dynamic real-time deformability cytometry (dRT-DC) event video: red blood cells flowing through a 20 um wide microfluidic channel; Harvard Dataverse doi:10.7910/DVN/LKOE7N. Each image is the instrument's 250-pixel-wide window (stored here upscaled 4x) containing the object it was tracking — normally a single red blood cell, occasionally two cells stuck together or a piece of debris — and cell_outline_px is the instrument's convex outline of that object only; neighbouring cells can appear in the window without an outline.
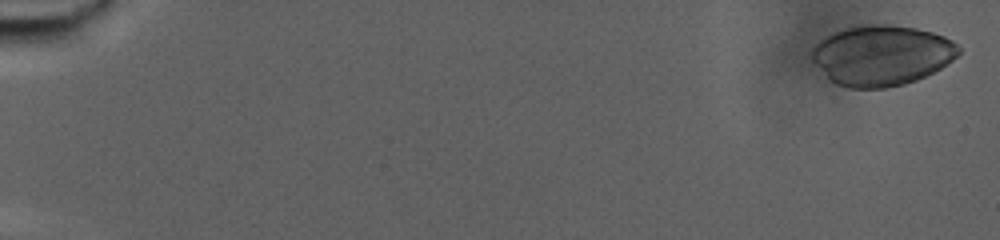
{"species": "human", "species_latin": "Homo sapiens", "temperature_condition": "warm", "stored_images_in_passage": 55, "camera_frame_rate_fps": 3000, "um_per_image_px": 0.085, "donor": {"sex": "male"}, "frame": {"image": 1, "passage_image": 1, "time_ms": 0.0, "image_size_px": [1000, 240], "cell_outline_px": [[960, 52], [952, 60], [940, 68], [916, 80], [904, 84], [884, 88], [848, 88], [836, 84], [812, 60], [812, 48], [820, 40], [836, 32], [848, 28], [872, 24], [892, 24], [916, 28], [932, 32], [944, 36], [952, 40], [960, 48]], "centroid_in_image_um": [74.97, 4.7], "position_along_channel_um": 10.0, "area_um2": 51.04}}
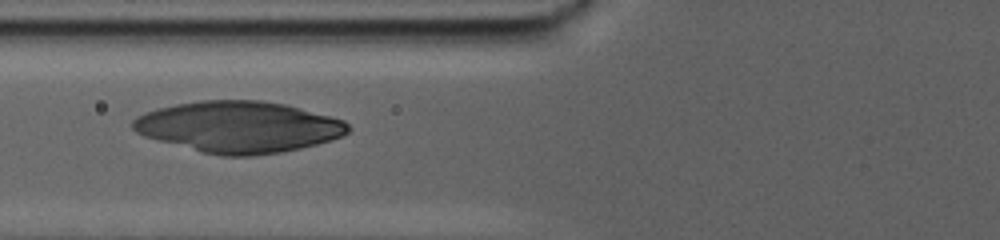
{"frame": {"image": 2, "passage_image": 22, "time_ms": 7.0, "image_size_px": [1000, 240], "cell_outline_px": [[348, 132], [332, 140], [300, 148], [280, 152], [252, 156], [220, 156], [204, 152], [144, 136], [136, 132], [132, 128], [132, 120], [136, 116], [144, 112], [176, 104], [200, 100], [260, 100], [284, 104], [300, 108], [344, 120], [348, 124]], "centroid_in_image_um": [20.27, 10.78], "position_along_channel_um": 105.5, "area_um2": 63.93}}
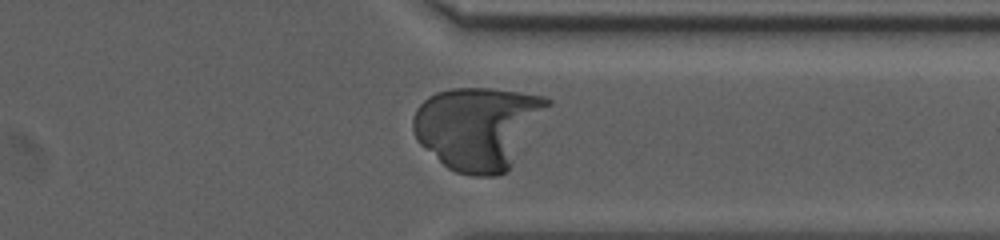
{"frame": {"image": 3, "passage_image": 43, "time_ms": 14.0, "image_size_px": [1000, 240], "cell_outline_px": [[552, 104], [508, 168], [504, 172], [496, 176], [472, 176], [456, 172], [448, 168], [420, 144], [416, 140], [412, 128], [412, 116], [416, 108], [428, 96], [436, 92], [452, 88], [492, 88], [544, 96], [552, 100]], "centroid_in_image_um": [40.6, 10.83], "position_along_channel_um": 370.8, "area_um2": 64.62}}